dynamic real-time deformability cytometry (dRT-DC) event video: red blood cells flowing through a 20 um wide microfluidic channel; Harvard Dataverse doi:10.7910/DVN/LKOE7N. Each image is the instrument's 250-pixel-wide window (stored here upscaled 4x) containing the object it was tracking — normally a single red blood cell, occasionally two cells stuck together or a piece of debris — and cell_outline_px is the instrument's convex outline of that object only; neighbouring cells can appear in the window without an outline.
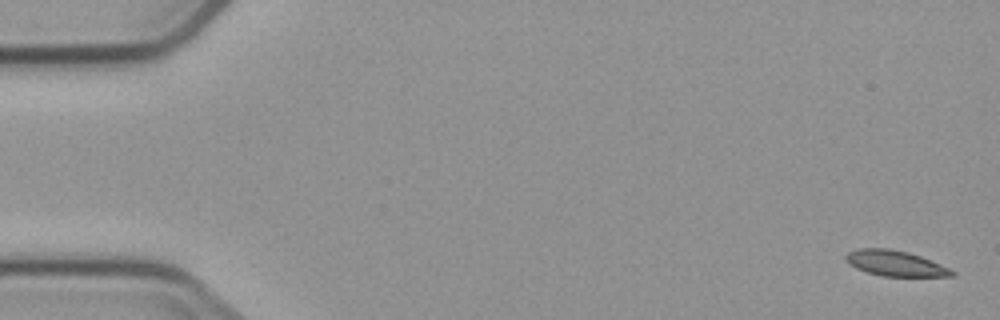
{"species": "common noctule bat (a hibernating species)", "species_latin": "Nyctalus noctula", "temperature_condition": "cold", "stored_images_in_passage": 4, "camera_frame_rate_fps": 3000, "um_per_image_px": 0.085, "animal": {"sex": "male", "body_mass_g": 23.1, "forearm_length_mm": 52.7}, "frame": {"image": 1, "passage_image": 1, "time_ms": 0.0, "image_size_px": [1000, 320], "cell_outline_px": [[956, 276], [880, 276], [856, 268], [848, 264], [844, 260], [844, 256], [848, 252], [856, 248], [888, 248], [908, 252], [920, 256], [940, 264], [956, 272]], "centroid_in_image_um": [76.05, 22.37], "position_along_channel_um": 9.0, "area_um2": 15.84}}
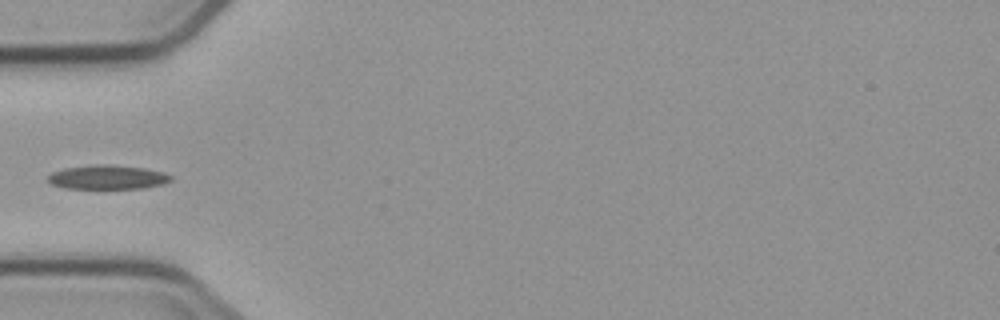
{"frame": {"image": 2, "passage_image": 4, "time_ms": 5.667, "image_size_px": [1000, 320], "cell_outline_px": [[172, 180], [164, 184], [140, 188], [64, 188], [52, 184], [48, 180], [48, 176], [52, 172], [64, 168], [96, 164], [104, 164], [144, 168], [164, 172], [172, 176]], "centroid_in_image_um": [9.15, 15.06], "position_along_channel_um": 75.8, "area_um2": 17.17}}